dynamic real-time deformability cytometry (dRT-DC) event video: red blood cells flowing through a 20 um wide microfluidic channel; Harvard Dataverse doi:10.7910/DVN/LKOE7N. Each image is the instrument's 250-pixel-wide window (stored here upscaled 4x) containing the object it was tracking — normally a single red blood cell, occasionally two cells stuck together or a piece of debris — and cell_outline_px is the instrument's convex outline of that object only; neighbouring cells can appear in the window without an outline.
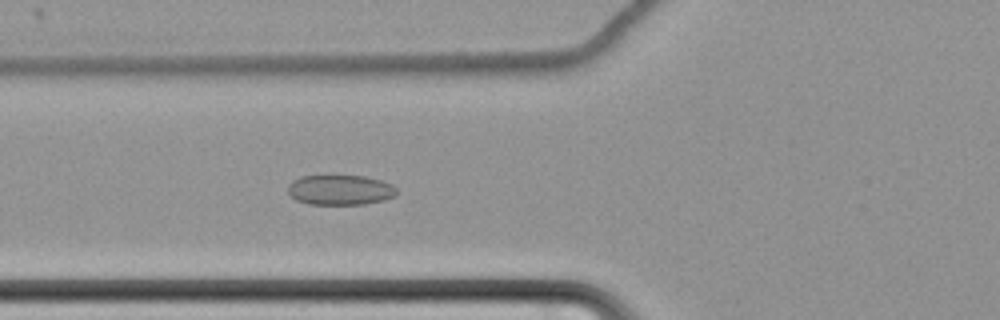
{"species": "common noctule bat (a hibernating species)", "species_latin": "Nyctalus noctula", "temperature_condition": "cold", "stored_images_in_passage": 65, "camera_frame_rate_fps": 3000, "um_per_image_px": 0.085, "animal": {"sex": "female", "body_mass_g": 22.7, "forearm_length_mm": 54.2}, "frame": {"image": 1, "passage_image": 28, "time_ms": 9.0, "image_size_px": [1000, 320], "cell_outline_px": [[396, 196], [384, 200], [364, 204], [308, 204], [296, 200], [288, 192], [288, 184], [292, 180], [300, 176], [364, 176], [380, 180], [392, 184], [396, 188]], "centroid_in_image_um": [28.91, 16.14], "position_along_channel_um": 96.9, "area_um2": 19.07}}
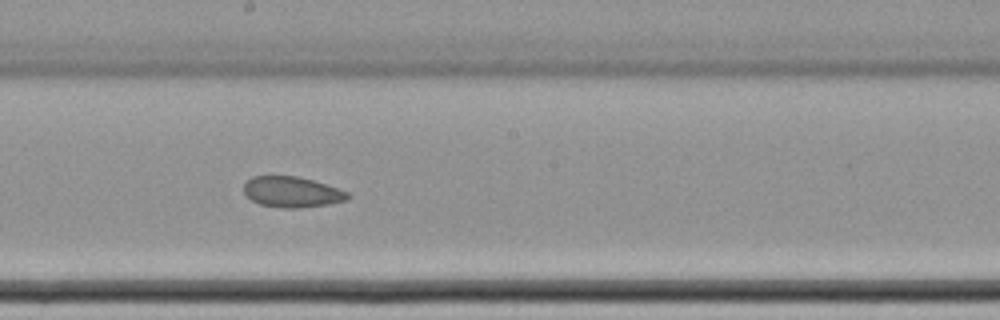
{"frame": {"image": 2, "passage_image": 39, "time_ms": 12.667, "image_size_px": [1000, 320], "cell_outline_px": [[352, 196], [348, 200], [328, 204], [300, 208], [284, 208], [260, 204], [252, 200], [244, 192], [244, 184], [252, 176], [296, 176], [312, 180], [340, 188], [348, 192]], "centroid_in_image_um": [24.86, 16.32], "position_along_channel_um": 223.3, "area_um2": 18.61}}
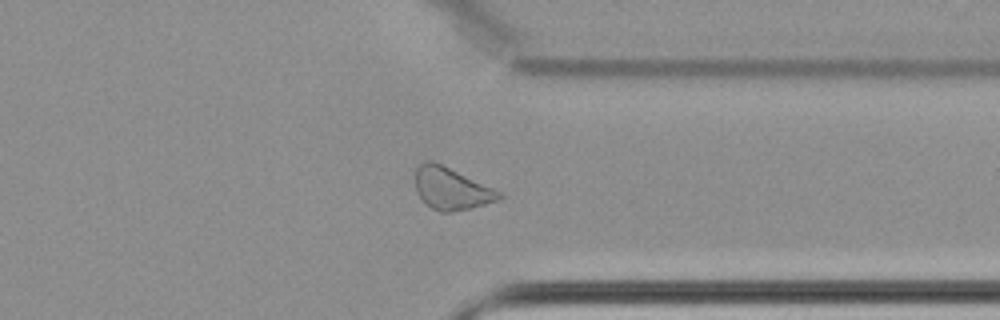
{"frame": {"image": 3, "passage_image": 52, "time_ms": 17.0, "image_size_px": [1000, 320], "cell_outline_px": [[504, 196], [496, 200], [484, 204], [452, 212], [440, 212], [424, 204], [416, 192], [416, 168], [424, 160], [432, 160], [492, 188], [500, 192]], "centroid_in_image_um": [38.29, 16.04], "position_along_channel_um": 373.1, "area_um2": 20.17}, "authors_computed_cell_mechanics": {"area_um2": 21.386, "velocity_mm_per_s": 3.4612, "shape_relaxation_time_tau1_ms": null, "shape_relaxation_time_tau2_ms": 7.6909, "deformation_change_tau1": null, "deformation_change_tau2": 0.1217}}